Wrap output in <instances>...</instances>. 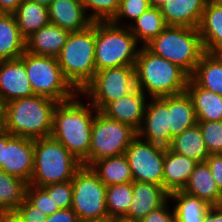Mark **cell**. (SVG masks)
Returning a JSON list of instances; mask_svg holds the SVG:
<instances>
[{"label": "cell", "instance_id": "24", "mask_svg": "<svg viewBox=\"0 0 222 222\" xmlns=\"http://www.w3.org/2000/svg\"><path fill=\"white\" fill-rule=\"evenodd\" d=\"M185 91L191 98L197 121L222 120V96L199 87L191 78Z\"/></svg>", "mask_w": 222, "mask_h": 222}, {"label": "cell", "instance_id": "43", "mask_svg": "<svg viewBox=\"0 0 222 222\" xmlns=\"http://www.w3.org/2000/svg\"><path fill=\"white\" fill-rule=\"evenodd\" d=\"M44 222H80L77 214L69 209H59L57 212L46 217Z\"/></svg>", "mask_w": 222, "mask_h": 222}, {"label": "cell", "instance_id": "20", "mask_svg": "<svg viewBox=\"0 0 222 222\" xmlns=\"http://www.w3.org/2000/svg\"><path fill=\"white\" fill-rule=\"evenodd\" d=\"M198 31L206 53H222V0L206 2Z\"/></svg>", "mask_w": 222, "mask_h": 222}, {"label": "cell", "instance_id": "50", "mask_svg": "<svg viewBox=\"0 0 222 222\" xmlns=\"http://www.w3.org/2000/svg\"><path fill=\"white\" fill-rule=\"evenodd\" d=\"M32 1L37 2L38 4L48 8L53 0H32Z\"/></svg>", "mask_w": 222, "mask_h": 222}, {"label": "cell", "instance_id": "38", "mask_svg": "<svg viewBox=\"0 0 222 222\" xmlns=\"http://www.w3.org/2000/svg\"><path fill=\"white\" fill-rule=\"evenodd\" d=\"M150 7L149 0H121L120 7L111 22L120 25L123 18L134 21Z\"/></svg>", "mask_w": 222, "mask_h": 222}, {"label": "cell", "instance_id": "5", "mask_svg": "<svg viewBox=\"0 0 222 222\" xmlns=\"http://www.w3.org/2000/svg\"><path fill=\"white\" fill-rule=\"evenodd\" d=\"M146 47L191 76L205 53L198 28L168 25Z\"/></svg>", "mask_w": 222, "mask_h": 222}, {"label": "cell", "instance_id": "10", "mask_svg": "<svg viewBox=\"0 0 222 222\" xmlns=\"http://www.w3.org/2000/svg\"><path fill=\"white\" fill-rule=\"evenodd\" d=\"M137 88L135 67L126 65L96 71L93 80L81 91L97 111Z\"/></svg>", "mask_w": 222, "mask_h": 222}, {"label": "cell", "instance_id": "18", "mask_svg": "<svg viewBox=\"0 0 222 222\" xmlns=\"http://www.w3.org/2000/svg\"><path fill=\"white\" fill-rule=\"evenodd\" d=\"M48 13L50 23L69 32L85 30L93 23L80 0H53Z\"/></svg>", "mask_w": 222, "mask_h": 222}, {"label": "cell", "instance_id": "19", "mask_svg": "<svg viewBox=\"0 0 222 222\" xmlns=\"http://www.w3.org/2000/svg\"><path fill=\"white\" fill-rule=\"evenodd\" d=\"M207 0H167L159 8L170 26L198 28Z\"/></svg>", "mask_w": 222, "mask_h": 222}, {"label": "cell", "instance_id": "21", "mask_svg": "<svg viewBox=\"0 0 222 222\" xmlns=\"http://www.w3.org/2000/svg\"><path fill=\"white\" fill-rule=\"evenodd\" d=\"M69 35L68 30L49 23L26 39V51L35 55L57 57Z\"/></svg>", "mask_w": 222, "mask_h": 222}, {"label": "cell", "instance_id": "28", "mask_svg": "<svg viewBox=\"0 0 222 222\" xmlns=\"http://www.w3.org/2000/svg\"><path fill=\"white\" fill-rule=\"evenodd\" d=\"M90 167L106 187L133 182L130 165L124 154L100 159Z\"/></svg>", "mask_w": 222, "mask_h": 222}, {"label": "cell", "instance_id": "40", "mask_svg": "<svg viewBox=\"0 0 222 222\" xmlns=\"http://www.w3.org/2000/svg\"><path fill=\"white\" fill-rule=\"evenodd\" d=\"M46 217L25 198L12 213V222H44Z\"/></svg>", "mask_w": 222, "mask_h": 222}, {"label": "cell", "instance_id": "31", "mask_svg": "<svg viewBox=\"0 0 222 222\" xmlns=\"http://www.w3.org/2000/svg\"><path fill=\"white\" fill-rule=\"evenodd\" d=\"M130 23H124V26L129 28L137 42H140L142 46L150 43L168 26L160 9L155 7H150L133 23L131 21Z\"/></svg>", "mask_w": 222, "mask_h": 222}, {"label": "cell", "instance_id": "30", "mask_svg": "<svg viewBox=\"0 0 222 222\" xmlns=\"http://www.w3.org/2000/svg\"><path fill=\"white\" fill-rule=\"evenodd\" d=\"M167 148L198 163L205 162L210 155L198 124L175 136Z\"/></svg>", "mask_w": 222, "mask_h": 222}, {"label": "cell", "instance_id": "46", "mask_svg": "<svg viewBox=\"0 0 222 222\" xmlns=\"http://www.w3.org/2000/svg\"><path fill=\"white\" fill-rule=\"evenodd\" d=\"M4 147H6V130L0 128V170L4 160Z\"/></svg>", "mask_w": 222, "mask_h": 222}, {"label": "cell", "instance_id": "23", "mask_svg": "<svg viewBox=\"0 0 222 222\" xmlns=\"http://www.w3.org/2000/svg\"><path fill=\"white\" fill-rule=\"evenodd\" d=\"M182 191L205 200L211 206H222V192L217 187L206 162L196 165Z\"/></svg>", "mask_w": 222, "mask_h": 222}, {"label": "cell", "instance_id": "29", "mask_svg": "<svg viewBox=\"0 0 222 222\" xmlns=\"http://www.w3.org/2000/svg\"><path fill=\"white\" fill-rule=\"evenodd\" d=\"M13 15L25 39L50 23L48 8L32 0H24Z\"/></svg>", "mask_w": 222, "mask_h": 222}, {"label": "cell", "instance_id": "7", "mask_svg": "<svg viewBox=\"0 0 222 222\" xmlns=\"http://www.w3.org/2000/svg\"><path fill=\"white\" fill-rule=\"evenodd\" d=\"M139 45L127 26L111 21L95 22L96 71L135 65Z\"/></svg>", "mask_w": 222, "mask_h": 222}, {"label": "cell", "instance_id": "48", "mask_svg": "<svg viewBox=\"0 0 222 222\" xmlns=\"http://www.w3.org/2000/svg\"><path fill=\"white\" fill-rule=\"evenodd\" d=\"M0 222H12V214L0 212Z\"/></svg>", "mask_w": 222, "mask_h": 222}, {"label": "cell", "instance_id": "47", "mask_svg": "<svg viewBox=\"0 0 222 222\" xmlns=\"http://www.w3.org/2000/svg\"><path fill=\"white\" fill-rule=\"evenodd\" d=\"M4 110H5V104L0 98V128H3V124H4Z\"/></svg>", "mask_w": 222, "mask_h": 222}, {"label": "cell", "instance_id": "14", "mask_svg": "<svg viewBox=\"0 0 222 222\" xmlns=\"http://www.w3.org/2000/svg\"><path fill=\"white\" fill-rule=\"evenodd\" d=\"M34 139L14 136L6 131V147L1 170L30 183L34 170Z\"/></svg>", "mask_w": 222, "mask_h": 222}, {"label": "cell", "instance_id": "3", "mask_svg": "<svg viewBox=\"0 0 222 222\" xmlns=\"http://www.w3.org/2000/svg\"><path fill=\"white\" fill-rule=\"evenodd\" d=\"M135 61L137 87L149 98H160L185 91L190 76L176 64L139 46ZM148 94V95H147Z\"/></svg>", "mask_w": 222, "mask_h": 222}, {"label": "cell", "instance_id": "44", "mask_svg": "<svg viewBox=\"0 0 222 222\" xmlns=\"http://www.w3.org/2000/svg\"><path fill=\"white\" fill-rule=\"evenodd\" d=\"M24 0H0V13H13Z\"/></svg>", "mask_w": 222, "mask_h": 222}, {"label": "cell", "instance_id": "17", "mask_svg": "<svg viewBox=\"0 0 222 222\" xmlns=\"http://www.w3.org/2000/svg\"><path fill=\"white\" fill-rule=\"evenodd\" d=\"M167 201H170L169 193L162 185L133 181L132 203L123 218L139 222Z\"/></svg>", "mask_w": 222, "mask_h": 222}, {"label": "cell", "instance_id": "32", "mask_svg": "<svg viewBox=\"0 0 222 222\" xmlns=\"http://www.w3.org/2000/svg\"><path fill=\"white\" fill-rule=\"evenodd\" d=\"M169 200H174L175 222H203L212 206L205 200L176 191L169 194Z\"/></svg>", "mask_w": 222, "mask_h": 222}, {"label": "cell", "instance_id": "36", "mask_svg": "<svg viewBox=\"0 0 222 222\" xmlns=\"http://www.w3.org/2000/svg\"><path fill=\"white\" fill-rule=\"evenodd\" d=\"M208 153L222 154V120L198 121Z\"/></svg>", "mask_w": 222, "mask_h": 222}, {"label": "cell", "instance_id": "51", "mask_svg": "<svg viewBox=\"0 0 222 222\" xmlns=\"http://www.w3.org/2000/svg\"><path fill=\"white\" fill-rule=\"evenodd\" d=\"M106 222H133L124 218H110Z\"/></svg>", "mask_w": 222, "mask_h": 222}, {"label": "cell", "instance_id": "12", "mask_svg": "<svg viewBox=\"0 0 222 222\" xmlns=\"http://www.w3.org/2000/svg\"><path fill=\"white\" fill-rule=\"evenodd\" d=\"M165 151L166 147L143 140L137 135L124 153L133 181L163 186Z\"/></svg>", "mask_w": 222, "mask_h": 222}, {"label": "cell", "instance_id": "8", "mask_svg": "<svg viewBox=\"0 0 222 222\" xmlns=\"http://www.w3.org/2000/svg\"><path fill=\"white\" fill-rule=\"evenodd\" d=\"M20 58L24 61L27 77L35 95L62 103L79 94L65 79L57 57L35 55L25 51Z\"/></svg>", "mask_w": 222, "mask_h": 222}, {"label": "cell", "instance_id": "33", "mask_svg": "<svg viewBox=\"0 0 222 222\" xmlns=\"http://www.w3.org/2000/svg\"><path fill=\"white\" fill-rule=\"evenodd\" d=\"M28 183L0 170V212L12 214L25 200Z\"/></svg>", "mask_w": 222, "mask_h": 222}, {"label": "cell", "instance_id": "37", "mask_svg": "<svg viewBox=\"0 0 222 222\" xmlns=\"http://www.w3.org/2000/svg\"><path fill=\"white\" fill-rule=\"evenodd\" d=\"M26 199L38 210L49 216L60 208L52 200V197L41 187L28 184L26 188Z\"/></svg>", "mask_w": 222, "mask_h": 222}, {"label": "cell", "instance_id": "26", "mask_svg": "<svg viewBox=\"0 0 222 222\" xmlns=\"http://www.w3.org/2000/svg\"><path fill=\"white\" fill-rule=\"evenodd\" d=\"M190 78L204 89L222 96V53H204Z\"/></svg>", "mask_w": 222, "mask_h": 222}, {"label": "cell", "instance_id": "4", "mask_svg": "<svg viewBox=\"0 0 222 222\" xmlns=\"http://www.w3.org/2000/svg\"><path fill=\"white\" fill-rule=\"evenodd\" d=\"M57 61L65 79L81 93L96 73L95 22L85 30L70 32Z\"/></svg>", "mask_w": 222, "mask_h": 222}, {"label": "cell", "instance_id": "2", "mask_svg": "<svg viewBox=\"0 0 222 222\" xmlns=\"http://www.w3.org/2000/svg\"><path fill=\"white\" fill-rule=\"evenodd\" d=\"M57 104L55 100L39 95L11 100L5 104L3 128L14 136L50 137Z\"/></svg>", "mask_w": 222, "mask_h": 222}, {"label": "cell", "instance_id": "1", "mask_svg": "<svg viewBox=\"0 0 222 222\" xmlns=\"http://www.w3.org/2000/svg\"><path fill=\"white\" fill-rule=\"evenodd\" d=\"M78 95L80 93L55 106L51 137L61 143L82 165L89 166L92 126L97 110L90 102L86 104L80 100Z\"/></svg>", "mask_w": 222, "mask_h": 222}, {"label": "cell", "instance_id": "16", "mask_svg": "<svg viewBox=\"0 0 222 222\" xmlns=\"http://www.w3.org/2000/svg\"><path fill=\"white\" fill-rule=\"evenodd\" d=\"M138 87L116 101L110 102L101 112L108 118L131 126L138 131L142 125L147 100Z\"/></svg>", "mask_w": 222, "mask_h": 222}, {"label": "cell", "instance_id": "35", "mask_svg": "<svg viewBox=\"0 0 222 222\" xmlns=\"http://www.w3.org/2000/svg\"><path fill=\"white\" fill-rule=\"evenodd\" d=\"M88 17L93 22L111 21L116 15L121 0H80ZM93 11V12H92Z\"/></svg>", "mask_w": 222, "mask_h": 222}, {"label": "cell", "instance_id": "9", "mask_svg": "<svg viewBox=\"0 0 222 222\" xmlns=\"http://www.w3.org/2000/svg\"><path fill=\"white\" fill-rule=\"evenodd\" d=\"M72 210L80 222H106L107 187L90 166L82 165L72 179Z\"/></svg>", "mask_w": 222, "mask_h": 222}, {"label": "cell", "instance_id": "22", "mask_svg": "<svg viewBox=\"0 0 222 222\" xmlns=\"http://www.w3.org/2000/svg\"><path fill=\"white\" fill-rule=\"evenodd\" d=\"M197 164L195 160L170 151L166 147L163 168L164 189L169 194L182 191Z\"/></svg>", "mask_w": 222, "mask_h": 222}, {"label": "cell", "instance_id": "39", "mask_svg": "<svg viewBox=\"0 0 222 222\" xmlns=\"http://www.w3.org/2000/svg\"><path fill=\"white\" fill-rule=\"evenodd\" d=\"M42 188L49 194L50 197H52V200L60 209L71 208L73 195L72 180L47 185Z\"/></svg>", "mask_w": 222, "mask_h": 222}, {"label": "cell", "instance_id": "45", "mask_svg": "<svg viewBox=\"0 0 222 222\" xmlns=\"http://www.w3.org/2000/svg\"><path fill=\"white\" fill-rule=\"evenodd\" d=\"M203 222H222V206H212Z\"/></svg>", "mask_w": 222, "mask_h": 222}, {"label": "cell", "instance_id": "27", "mask_svg": "<svg viewBox=\"0 0 222 222\" xmlns=\"http://www.w3.org/2000/svg\"><path fill=\"white\" fill-rule=\"evenodd\" d=\"M198 123L191 98L184 91L169 96V126L173 137Z\"/></svg>", "mask_w": 222, "mask_h": 222}, {"label": "cell", "instance_id": "34", "mask_svg": "<svg viewBox=\"0 0 222 222\" xmlns=\"http://www.w3.org/2000/svg\"><path fill=\"white\" fill-rule=\"evenodd\" d=\"M133 182L107 186L106 207L110 218H123L132 203Z\"/></svg>", "mask_w": 222, "mask_h": 222}, {"label": "cell", "instance_id": "11", "mask_svg": "<svg viewBox=\"0 0 222 222\" xmlns=\"http://www.w3.org/2000/svg\"><path fill=\"white\" fill-rule=\"evenodd\" d=\"M136 136L137 131L131 126L97 111L92 126L89 166L103 158L123 155Z\"/></svg>", "mask_w": 222, "mask_h": 222}, {"label": "cell", "instance_id": "41", "mask_svg": "<svg viewBox=\"0 0 222 222\" xmlns=\"http://www.w3.org/2000/svg\"><path fill=\"white\" fill-rule=\"evenodd\" d=\"M168 201L158 209L151 211L139 222H175L174 212L168 208ZM169 209V210H168Z\"/></svg>", "mask_w": 222, "mask_h": 222}, {"label": "cell", "instance_id": "13", "mask_svg": "<svg viewBox=\"0 0 222 222\" xmlns=\"http://www.w3.org/2000/svg\"><path fill=\"white\" fill-rule=\"evenodd\" d=\"M149 99L137 135L148 142L168 147L174 138L169 126V96Z\"/></svg>", "mask_w": 222, "mask_h": 222}, {"label": "cell", "instance_id": "25", "mask_svg": "<svg viewBox=\"0 0 222 222\" xmlns=\"http://www.w3.org/2000/svg\"><path fill=\"white\" fill-rule=\"evenodd\" d=\"M25 51L26 39L13 13H0V61L18 59Z\"/></svg>", "mask_w": 222, "mask_h": 222}, {"label": "cell", "instance_id": "49", "mask_svg": "<svg viewBox=\"0 0 222 222\" xmlns=\"http://www.w3.org/2000/svg\"><path fill=\"white\" fill-rule=\"evenodd\" d=\"M166 1L167 0H149V3L151 7L160 8Z\"/></svg>", "mask_w": 222, "mask_h": 222}, {"label": "cell", "instance_id": "15", "mask_svg": "<svg viewBox=\"0 0 222 222\" xmlns=\"http://www.w3.org/2000/svg\"><path fill=\"white\" fill-rule=\"evenodd\" d=\"M35 95L21 58L0 61V98L3 103Z\"/></svg>", "mask_w": 222, "mask_h": 222}, {"label": "cell", "instance_id": "42", "mask_svg": "<svg viewBox=\"0 0 222 222\" xmlns=\"http://www.w3.org/2000/svg\"><path fill=\"white\" fill-rule=\"evenodd\" d=\"M205 162L210 168L217 187L222 192V154H211Z\"/></svg>", "mask_w": 222, "mask_h": 222}, {"label": "cell", "instance_id": "6", "mask_svg": "<svg viewBox=\"0 0 222 222\" xmlns=\"http://www.w3.org/2000/svg\"><path fill=\"white\" fill-rule=\"evenodd\" d=\"M34 170L30 185L44 187L73 179L82 166L61 143L51 136L34 139Z\"/></svg>", "mask_w": 222, "mask_h": 222}]
</instances>
